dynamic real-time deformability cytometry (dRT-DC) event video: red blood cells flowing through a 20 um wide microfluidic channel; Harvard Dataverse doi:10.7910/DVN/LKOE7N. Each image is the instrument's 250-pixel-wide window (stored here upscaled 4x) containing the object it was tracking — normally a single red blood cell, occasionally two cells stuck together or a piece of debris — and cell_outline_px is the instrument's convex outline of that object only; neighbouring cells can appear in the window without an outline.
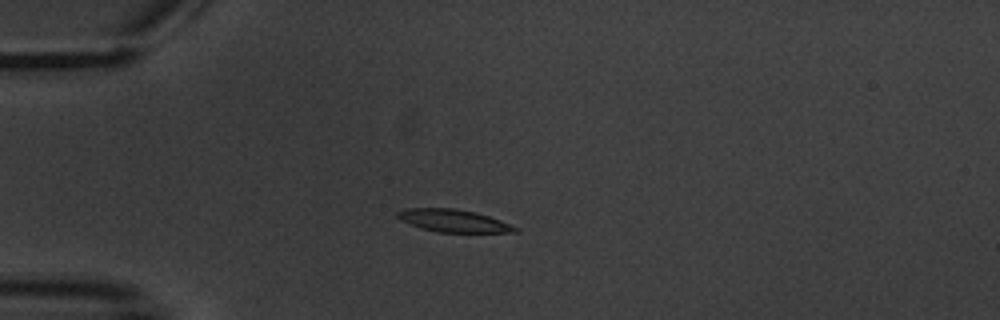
{"species": "common noctule bat (a hibernating species)", "species_latin": "Nyctalus noctula", "temperature_condition": "warm", "stored_images_in_passage": 4, "camera_frame_rate_fps": 3000, "um_per_image_px": 0.085, "animal": {"sex": "male", "body_mass_g": 20.1, "forearm_length_mm": 53.5}, "frame": {"image": 1, "passage_image": 4, "time_ms": 3.667, "image_size_px": [1000, 320], "cell_outline_px": [[520, 228], [516, 232], [436, 232], [420, 228], [400, 220], [396, 216], [396, 212], [404, 208], [456, 208], [476, 212], [500, 220]], "centroid_in_image_um": [38.51, 18.75], "position_along_channel_um": 46.5, "area_um2": 15.55}}